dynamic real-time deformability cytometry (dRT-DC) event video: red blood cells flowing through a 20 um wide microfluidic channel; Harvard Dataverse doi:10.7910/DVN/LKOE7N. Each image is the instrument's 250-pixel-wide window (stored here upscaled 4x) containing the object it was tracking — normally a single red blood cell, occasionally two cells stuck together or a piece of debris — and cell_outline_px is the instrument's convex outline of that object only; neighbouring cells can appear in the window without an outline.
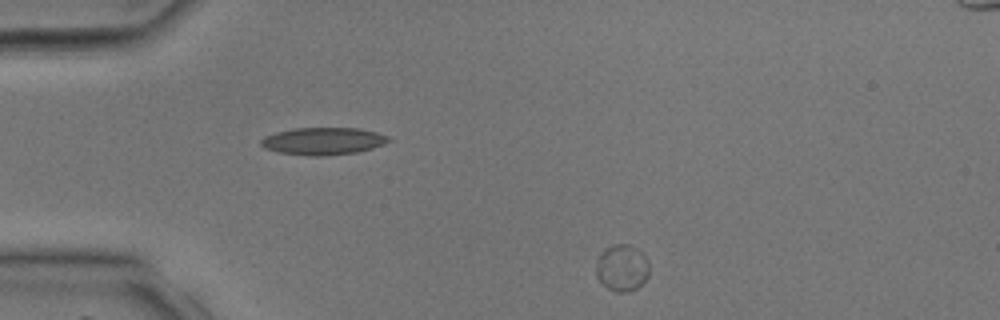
{"species": "common noctule bat (a hibernating species)", "species_latin": "Nyctalus noctula", "temperature_condition": "room temperature", "stored_images_in_passage": 34, "segment_of_instrument_passage": [1, 2], "camera_frame_rate_fps": 3000, "um_per_image_px": 0.085, "animal": {"sex": "male", "body_mass_g": 17.9, "forearm_length_mm": 54.2}, "frame": {"image": 1, "passage_image": 1, "time_ms": 0.0, "image_size_px": [1000, 320], "cell_outline_px": [[648, 276], [636, 288], [628, 292], [616, 292], [608, 288], [596, 276], [596, 260], [600, 252], [604, 248], [612, 244], [628, 244], [644, 252], [648, 260]], "centroid_in_image_um": [52.86, 22.73], "position_along_channel_um": 32.1, "area_um2": 14.62}}
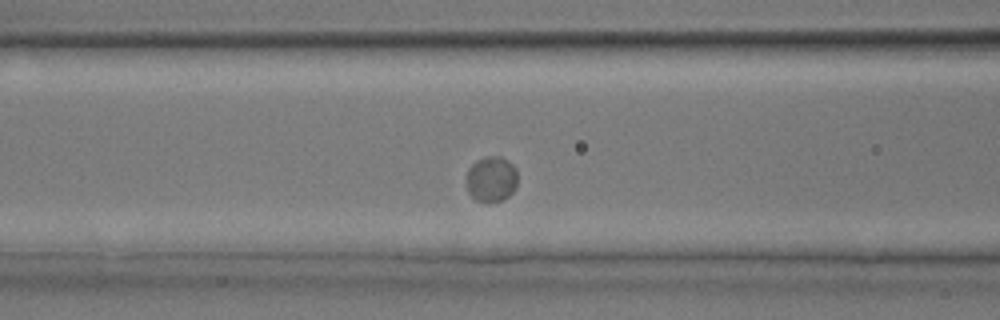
{"frame": {"image": 2, "passage_image": 10, "time_ms": 3.0, "image_size_px": [1000, 320], "cell_outline_px": [[516, 184], [512, 192], [508, 196], [500, 200], [476, 200], [468, 192], [464, 184], [468, 168], [476, 160], [484, 156], [500, 156], [508, 160], [516, 168]], "centroid_in_image_um": [41.72, 15.17], "position_along_channel_um": 124.9, "area_um2": 13.58}}
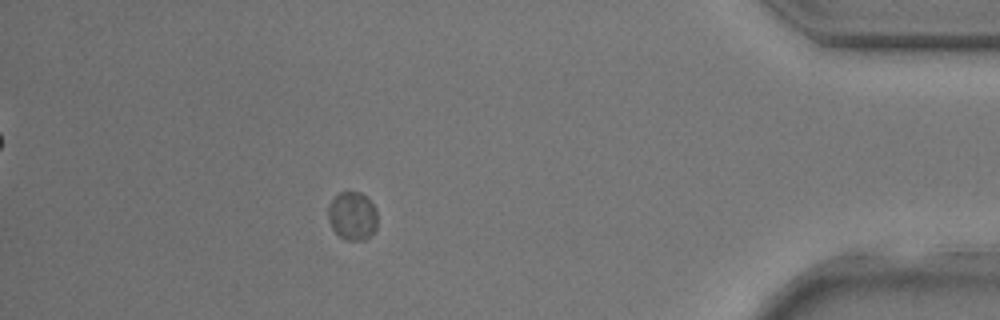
{"frame": {"image": 3, "passage_image": 29, "time_ms": 9.333, "image_size_px": [1000, 320], "cell_outline_px": [[376, 228], [364, 240], [348, 240], [340, 236], [332, 228], [328, 220], [328, 204], [340, 192], [360, 192], [376, 208]], "centroid_in_image_um": [29.93, 18.35], "position_along_channel_um": 405.3, "area_um2": 13.64}}